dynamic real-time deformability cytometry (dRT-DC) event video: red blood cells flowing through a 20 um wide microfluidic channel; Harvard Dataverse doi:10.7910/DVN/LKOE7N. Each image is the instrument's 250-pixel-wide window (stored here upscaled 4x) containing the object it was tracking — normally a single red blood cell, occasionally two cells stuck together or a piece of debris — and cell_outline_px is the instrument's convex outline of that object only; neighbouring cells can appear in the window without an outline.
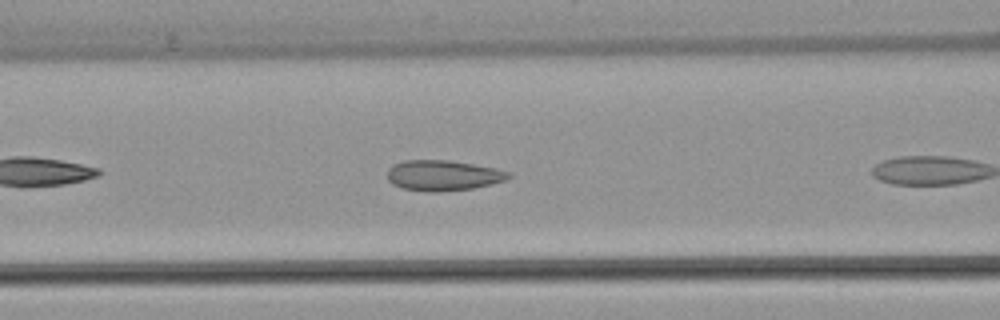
{"species": "common noctule bat (a hibernating species)", "species_latin": "Nyctalus noctula", "temperature_condition": "warm", "stored_images_in_passage": 8, "camera_frame_rate_fps": 3000, "um_per_image_px": 0.085, "animal": {"sex": "female", "body_mass_g": 22.7, "forearm_length_mm": 54.2}, "frame": {"image": 1, "passage_image": 7, "time_ms": 2.0, "image_size_px": [1000, 320], "cell_outline_px": [[512, 176], [504, 180], [472, 188], [436, 192], [424, 192], [404, 188], [392, 184], [388, 180], [388, 168], [392, 164], [404, 160], [448, 160], [496, 168], [508, 172]], "centroid_in_image_um": [37.6, 14.9], "position_along_channel_um": 129.0, "area_um2": 21.39}}